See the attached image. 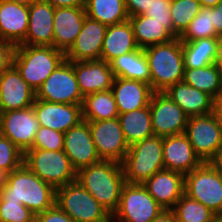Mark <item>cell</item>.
I'll return each instance as SVG.
<instances>
[{
	"mask_svg": "<svg viewBox=\"0 0 222 222\" xmlns=\"http://www.w3.org/2000/svg\"><path fill=\"white\" fill-rule=\"evenodd\" d=\"M0 197L5 201L21 202L36 215L56 204V189L23 164L7 174Z\"/></svg>",
	"mask_w": 222,
	"mask_h": 222,
	"instance_id": "obj_1",
	"label": "cell"
},
{
	"mask_svg": "<svg viewBox=\"0 0 222 222\" xmlns=\"http://www.w3.org/2000/svg\"><path fill=\"white\" fill-rule=\"evenodd\" d=\"M76 181L111 215L118 209L125 177L122 164L100 160L77 171Z\"/></svg>",
	"mask_w": 222,
	"mask_h": 222,
	"instance_id": "obj_2",
	"label": "cell"
},
{
	"mask_svg": "<svg viewBox=\"0 0 222 222\" xmlns=\"http://www.w3.org/2000/svg\"><path fill=\"white\" fill-rule=\"evenodd\" d=\"M144 53L150 68L153 92H165L170 86L183 81L184 57L179 37L148 46L144 48Z\"/></svg>",
	"mask_w": 222,
	"mask_h": 222,
	"instance_id": "obj_3",
	"label": "cell"
},
{
	"mask_svg": "<svg viewBox=\"0 0 222 222\" xmlns=\"http://www.w3.org/2000/svg\"><path fill=\"white\" fill-rule=\"evenodd\" d=\"M66 60L65 53L53 46H16L13 65L36 92L51 73Z\"/></svg>",
	"mask_w": 222,
	"mask_h": 222,
	"instance_id": "obj_4",
	"label": "cell"
},
{
	"mask_svg": "<svg viewBox=\"0 0 222 222\" xmlns=\"http://www.w3.org/2000/svg\"><path fill=\"white\" fill-rule=\"evenodd\" d=\"M163 137L152 135L129 146L122 161L125 181L143 184L156 172L164 169Z\"/></svg>",
	"mask_w": 222,
	"mask_h": 222,
	"instance_id": "obj_5",
	"label": "cell"
},
{
	"mask_svg": "<svg viewBox=\"0 0 222 222\" xmlns=\"http://www.w3.org/2000/svg\"><path fill=\"white\" fill-rule=\"evenodd\" d=\"M56 204L75 222H112V215L77 181L56 189Z\"/></svg>",
	"mask_w": 222,
	"mask_h": 222,
	"instance_id": "obj_6",
	"label": "cell"
},
{
	"mask_svg": "<svg viewBox=\"0 0 222 222\" xmlns=\"http://www.w3.org/2000/svg\"><path fill=\"white\" fill-rule=\"evenodd\" d=\"M24 164L55 189L76 181L77 171L63 150L28 149L24 153Z\"/></svg>",
	"mask_w": 222,
	"mask_h": 222,
	"instance_id": "obj_7",
	"label": "cell"
},
{
	"mask_svg": "<svg viewBox=\"0 0 222 222\" xmlns=\"http://www.w3.org/2000/svg\"><path fill=\"white\" fill-rule=\"evenodd\" d=\"M184 194L222 215V175L209 162L185 175Z\"/></svg>",
	"mask_w": 222,
	"mask_h": 222,
	"instance_id": "obj_8",
	"label": "cell"
},
{
	"mask_svg": "<svg viewBox=\"0 0 222 222\" xmlns=\"http://www.w3.org/2000/svg\"><path fill=\"white\" fill-rule=\"evenodd\" d=\"M184 134L203 163L222 148V122L215 112L189 117Z\"/></svg>",
	"mask_w": 222,
	"mask_h": 222,
	"instance_id": "obj_9",
	"label": "cell"
},
{
	"mask_svg": "<svg viewBox=\"0 0 222 222\" xmlns=\"http://www.w3.org/2000/svg\"><path fill=\"white\" fill-rule=\"evenodd\" d=\"M164 210L149 194L143 184L125 183L118 209L112 220L119 222H151Z\"/></svg>",
	"mask_w": 222,
	"mask_h": 222,
	"instance_id": "obj_10",
	"label": "cell"
},
{
	"mask_svg": "<svg viewBox=\"0 0 222 222\" xmlns=\"http://www.w3.org/2000/svg\"><path fill=\"white\" fill-rule=\"evenodd\" d=\"M73 62L67 59L57 67L36 91V99L51 103L82 105Z\"/></svg>",
	"mask_w": 222,
	"mask_h": 222,
	"instance_id": "obj_11",
	"label": "cell"
},
{
	"mask_svg": "<svg viewBox=\"0 0 222 222\" xmlns=\"http://www.w3.org/2000/svg\"><path fill=\"white\" fill-rule=\"evenodd\" d=\"M154 135L169 137L185 132L188 116L164 92H153L149 102Z\"/></svg>",
	"mask_w": 222,
	"mask_h": 222,
	"instance_id": "obj_12",
	"label": "cell"
},
{
	"mask_svg": "<svg viewBox=\"0 0 222 222\" xmlns=\"http://www.w3.org/2000/svg\"><path fill=\"white\" fill-rule=\"evenodd\" d=\"M100 160L122 163L129 149L118 118L88 121Z\"/></svg>",
	"mask_w": 222,
	"mask_h": 222,
	"instance_id": "obj_13",
	"label": "cell"
},
{
	"mask_svg": "<svg viewBox=\"0 0 222 222\" xmlns=\"http://www.w3.org/2000/svg\"><path fill=\"white\" fill-rule=\"evenodd\" d=\"M39 127L33 107L0 112V134L8 137L24 153L32 147Z\"/></svg>",
	"mask_w": 222,
	"mask_h": 222,
	"instance_id": "obj_14",
	"label": "cell"
},
{
	"mask_svg": "<svg viewBox=\"0 0 222 222\" xmlns=\"http://www.w3.org/2000/svg\"><path fill=\"white\" fill-rule=\"evenodd\" d=\"M63 151L76 171L100 161L88 121L82 120L64 133Z\"/></svg>",
	"mask_w": 222,
	"mask_h": 222,
	"instance_id": "obj_15",
	"label": "cell"
},
{
	"mask_svg": "<svg viewBox=\"0 0 222 222\" xmlns=\"http://www.w3.org/2000/svg\"><path fill=\"white\" fill-rule=\"evenodd\" d=\"M35 99L36 92L14 65L0 75V112L32 107Z\"/></svg>",
	"mask_w": 222,
	"mask_h": 222,
	"instance_id": "obj_16",
	"label": "cell"
},
{
	"mask_svg": "<svg viewBox=\"0 0 222 222\" xmlns=\"http://www.w3.org/2000/svg\"><path fill=\"white\" fill-rule=\"evenodd\" d=\"M32 107L40 126L62 133L83 120L81 105L51 103L35 99Z\"/></svg>",
	"mask_w": 222,
	"mask_h": 222,
	"instance_id": "obj_17",
	"label": "cell"
},
{
	"mask_svg": "<svg viewBox=\"0 0 222 222\" xmlns=\"http://www.w3.org/2000/svg\"><path fill=\"white\" fill-rule=\"evenodd\" d=\"M108 26L86 16L74 44L65 54L70 62L101 60L102 44Z\"/></svg>",
	"mask_w": 222,
	"mask_h": 222,
	"instance_id": "obj_18",
	"label": "cell"
},
{
	"mask_svg": "<svg viewBox=\"0 0 222 222\" xmlns=\"http://www.w3.org/2000/svg\"><path fill=\"white\" fill-rule=\"evenodd\" d=\"M85 18V7L55 8L53 47L66 54L80 33Z\"/></svg>",
	"mask_w": 222,
	"mask_h": 222,
	"instance_id": "obj_19",
	"label": "cell"
},
{
	"mask_svg": "<svg viewBox=\"0 0 222 222\" xmlns=\"http://www.w3.org/2000/svg\"><path fill=\"white\" fill-rule=\"evenodd\" d=\"M143 185L161 207L171 210L184 195L185 175L163 169L148 178Z\"/></svg>",
	"mask_w": 222,
	"mask_h": 222,
	"instance_id": "obj_20",
	"label": "cell"
},
{
	"mask_svg": "<svg viewBox=\"0 0 222 222\" xmlns=\"http://www.w3.org/2000/svg\"><path fill=\"white\" fill-rule=\"evenodd\" d=\"M162 153L164 169L184 175L203 163L195 154L194 148L184 133L164 137Z\"/></svg>",
	"mask_w": 222,
	"mask_h": 222,
	"instance_id": "obj_21",
	"label": "cell"
},
{
	"mask_svg": "<svg viewBox=\"0 0 222 222\" xmlns=\"http://www.w3.org/2000/svg\"><path fill=\"white\" fill-rule=\"evenodd\" d=\"M55 8L44 0L29 6L28 30L22 45L53 46Z\"/></svg>",
	"mask_w": 222,
	"mask_h": 222,
	"instance_id": "obj_22",
	"label": "cell"
},
{
	"mask_svg": "<svg viewBox=\"0 0 222 222\" xmlns=\"http://www.w3.org/2000/svg\"><path fill=\"white\" fill-rule=\"evenodd\" d=\"M73 67L83 97L112 88L114 75L106 61H77Z\"/></svg>",
	"mask_w": 222,
	"mask_h": 222,
	"instance_id": "obj_23",
	"label": "cell"
},
{
	"mask_svg": "<svg viewBox=\"0 0 222 222\" xmlns=\"http://www.w3.org/2000/svg\"><path fill=\"white\" fill-rule=\"evenodd\" d=\"M111 91L119 114L147 107L153 91L141 81L114 77Z\"/></svg>",
	"mask_w": 222,
	"mask_h": 222,
	"instance_id": "obj_24",
	"label": "cell"
},
{
	"mask_svg": "<svg viewBox=\"0 0 222 222\" xmlns=\"http://www.w3.org/2000/svg\"><path fill=\"white\" fill-rule=\"evenodd\" d=\"M166 93L188 117L207 115L214 112L215 99L184 81L170 86Z\"/></svg>",
	"mask_w": 222,
	"mask_h": 222,
	"instance_id": "obj_25",
	"label": "cell"
},
{
	"mask_svg": "<svg viewBox=\"0 0 222 222\" xmlns=\"http://www.w3.org/2000/svg\"><path fill=\"white\" fill-rule=\"evenodd\" d=\"M29 7L0 0V38L20 45L28 30Z\"/></svg>",
	"mask_w": 222,
	"mask_h": 222,
	"instance_id": "obj_26",
	"label": "cell"
},
{
	"mask_svg": "<svg viewBox=\"0 0 222 222\" xmlns=\"http://www.w3.org/2000/svg\"><path fill=\"white\" fill-rule=\"evenodd\" d=\"M128 20L139 48L144 49L151 45L167 43L178 37L173 32L172 22H157L144 14L130 16Z\"/></svg>",
	"mask_w": 222,
	"mask_h": 222,
	"instance_id": "obj_27",
	"label": "cell"
},
{
	"mask_svg": "<svg viewBox=\"0 0 222 222\" xmlns=\"http://www.w3.org/2000/svg\"><path fill=\"white\" fill-rule=\"evenodd\" d=\"M132 26L129 20L108 26L101 51V60L108 64L123 54L137 50Z\"/></svg>",
	"mask_w": 222,
	"mask_h": 222,
	"instance_id": "obj_28",
	"label": "cell"
},
{
	"mask_svg": "<svg viewBox=\"0 0 222 222\" xmlns=\"http://www.w3.org/2000/svg\"><path fill=\"white\" fill-rule=\"evenodd\" d=\"M114 77L141 81L151 87V74L143 48L126 53L110 63Z\"/></svg>",
	"mask_w": 222,
	"mask_h": 222,
	"instance_id": "obj_29",
	"label": "cell"
},
{
	"mask_svg": "<svg viewBox=\"0 0 222 222\" xmlns=\"http://www.w3.org/2000/svg\"><path fill=\"white\" fill-rule=\"evenodd\" d=\"M121 129L128 145L154 135L149 105L144 108L119 114Z\"/></svg>",
	"mask_w": 222,
	"mask_h": 222,
	"instance_id": "obj_30",
	"label": "cell"
},
{
	"mask_svg": "<svg viewBox=\"0 0 222 222\" xmlns=\"http://www.w3.org/2000/svg\"><path fill=\"white\" fill-rule=\"evenodd\" d=\"M81 110L85 121L107 120L119 116L111 89L84 96Z\"/></svg>",
	"mask_w": 222,
	"mask_h": 222,
	"instance_id": "obj_31",
	"label": "cell"
},
{
	"mask_svg": "<svg viewBox=\"0 0 222 222\" xmlns=\"http://www.w3.org/2000/svg\"><path fill=\"white\" fill-rule=\"evenodd\" d=\"M86 16L111 26L129 19L124 0H85Z\"/></svg>",
	"mask_w": 222,
	"mask_h": 222,
	"instance_id": "obj_32",
	"label": "cell"
},
{
	"mask_svg": "<svg viewBox=\"0 0 222 222\" xmlns=\"http://www.w3.org/2000/svg\"><path fill=\"white\" fill-rule=\"evenodd\" d=\"M183 81L200 91L208 93L214 99L222 91V71L215 64L202 68H184Z\"/></svg>",
	"mask_w": 222,
	"mask_h": 222,
	"instance_id": "obj_33",
	"label": "cell"
},
{
	"mask_svg": "<svg viewBox=\"0 0 222 222\" xmlns=\"http://www.w3.org/2000/svg\"><path fill=\"white\" fill-rule=\"evenodd\" d=\"M216 49V37L182 42L184 68H202L214 64Z\"/></svg>",
	"mask_w": 222,
	"mask_h": 222,
	"instance_id": "obj_34",
	"label": "cell"
},
{
	"mask_svg": "<svg viewBox=\"0 0 222 222\" xmlns=\"http://www.w3.org/2000/svg\"><path fill=\"white\" fill-rule=\"evenodd\" d=\"M171 210L177 222H213L217 216L211 209L185 194Z\"/></svg>",
	"mask_w": 222,
	"mask_h": 222,
	"instance_id": "obj_35",
	"label": "cell"
},
{
	"mask_svg": "<svg viewBox=\"0 0 222 222\" xmlns=\"http://www.w3.org/2000/svg\"><path fill=\"white\" fill-rule=\"evenodd\" d=\"M201 9L199 0H171L170 15L173 32L179 37Z\"/></svg>",
	"mask_w": 222,
	"mask_h": 222,
	"instance_id": "obj_36",
	"label": "cell"
},
{
	"mask_svg": "<svg viewBox=\"0 0 222 222\" xmlns=\"http://www.w3.org/2000/svg\"><path fill=\"white\" fill-rule=\"evenodd\" d=\"M216 37V28L212 20V8L202 7L189 26L179 36L182 42H192L201 38Z\"/></svg>",
	"mask_w": 222,
	"mask_h": 222,
	"instance_id": "obj_37",
	"label": "cell"
},
{
	"mask_svg": "<svg viewBox=\"0 0 222 222\" xmlns=\"http://www.w3.org/2000/svg\"><path fill=\"white\" fill-rule=\"evenodd\" d=\"M24 164V152L8 137L0 134V170L11 173Z\"/></svg>",
	"mask_w": 222,
	"mask_h": 222,
	"instance_id": "obj_38",
	"label": "cell"
},
{
	"mask_svg": "<svg viewBox=\"0 0 222 222\" xmlns=\"http://www.w3.org/2000/svg\"><path fill=\"white\" fill-rule=\"evenodd\" d=\"M64 148V133L40 126L30 149L60 151Z\"/></svg>",
	"mask_w": 222,
	"mask_h": 222,
	"instance_id": "obj_39",
	"label": "cell"
},
{
	"mask_svg": "<svg viewBox=\"0 0 222 222\" xmlns=\"http://www.w3.org/2000/svg\"><path fill=\"white\" fill-rule=\"evenodd\" d=\"M35 214L21 202L5 201L0 197V222H34Z\"/></svg>",
	"mask_w": 222,
	"mask_h": 222,
	"instance_id": "obj_40",
	"label": "cell"
},
{
	"mask_svg": "<svg viewBox=\"0 0 222 222\" xmlns=\"http://www.w3.org/2000/svg\"><path fill=\"white\" fill-rule=\"evenodd\" d=\"M170 5L171 0H151L144 15L152 17L157 22H172Z\"/></svg>",
	"mask_w": 222,
	"mask_h": 222,
	"instance_id": "obj_41",
	"label": "cell"
},
{
	"mask_svg": "<svg viewBox=\"0 0 222 222\" xmlns=\"http://www.w3.org/2000/svg\"><path fill=\"white\" fill-rule=\"evenodd\" d=\"M34 222H75L70 216L62 211L57 204L35 215Z\"/></svg>",
	"mask_w": 222,
	"mask_h": 222,
	"instance_id": "obj_42",
	"label": "cell"
},
{
	"mask_svg": "<svg viewBox=\"0 0 222 222\" xmlns=\"http://www.w3.org/2000/svg\"><path fill=\"white\" fill-rule=\"evenodd\" d=\"M16 46L0 38V75L13 65Z\"/></svg>",
	"mask_w": 222,
	"mask_h": 222,
	"instance_id": "obj_43",
	"label": "cell"
},
{
	"mask_svg": "<svg viewBox=\"0 0 222 222\" xmlns=\"http://www.w3.org/2000/svg\"><path fill=\"white\" fill-rule=\"evenodd\" d=\"M127 13L130 16H137L144 14L151 0H124Z\"/></svg>",
	"mask_w": 222,
	"mask_h": 222,
	"instance_id": "obj_44",
	"label": "cell"
},
{
	"mask_svg": "<svg viewBox=\"0 0 222 222\" xmlns=\"http://www.w3.org/2000/svg\"><path fill=\"white\" fill-rule=\"evenodd\" d=\"M212 20L216 28V38L222 35V0L212 7Z\"/></svg>",
	"mask_w": 222,
	"mask_h": 222,
	"instance_id": "obj_45",
	"label": "cell"
},
{
	"mask_svg": "<svg viewBox=\"0 0 222 222\" xmlns=\"http://www.w3.org/2000/svg\"><path fill=\"white\" fill-rule=\"evenodd\" d=\"M54 8L62 7H85V0H44Z\"/></svg>",
	"mask_w": 222,
	"mask_h": 222,
	"instance_id": "obj_46",
	"label": "cell"
},
{
	"mask_svg": "<svg viewBox=\"0 0 222 222\" xmlns=\"http://www.w3.org/2000/svg\"><path fill=\"white\" fill-rule=\"evenodd\" d=\"M151 222H177L175 214L172 210H163L157 217Z\"/></svg>",
	"mask_w": 222,
	"mask_h": 222,
	"instance_id": "obj_47",
	"label": "cell"
},
{
	"mask_svg": "<svg viewBox=\"0 0 222 222\" xmlns=\"http://www.w3.org/2000/svg\"><path fill=\"white\" fill-rule=\"evenodd\" d=\"M214 64L217 65L222 71V35L217 37V49Z\"/></svg>",
	"mask_w": 222,
	"mask_h": 222,
	"instance_id": "obj_48",
	"label": "cell"
},
{
	"mask_svg": "<svg viewBox=\"0 0 222 222\" xmlns=\"http://www.w3.org/2000/svg\"><path fill=\"white\" fill-rule=\"evenodd\" d=\"M209 163L222 175V148Z\"/></svg>",
	"mask_w": 222,
	"mask_h": 222,
	"instance_id": "obj_49",
	"label": "cell"
},
{
	"mask_svg": "<svg viewBox=\"0 0 222 222\" xmlns=\"http://www.w3.org/2000/svg\"><path fill=\"white\" fill-rule=\"evenodd\" d=\"M214 112L218 117H222V91L215 98Z\"/></svg>",
	"mask_w": 222,
	"mask_h": 222,
	"instance_id": "obj_50",
	"label": "cell"
},
{
	"mask_svg": "<svg viewBox=\"0 0 222 222\" xmlns=\"http://www.w3.org/2000/svg\"><path fill=\"white\" fill-rule=\"evenodd\" d=\"M219 1L220 0H199L202 7H209V8L215 7Z\"/></svg>",
	"mask_w": 222,
	"mask_h": 222,
	"instance_id": "obj_51",
	"label": "cell"
},
{
	"mask_svg": "<svg viewBox=\"0 0 222 222\" xmlns=\"http://www.w3.org/2000/svg\"><path fill=\"white\" fill-rule=\"evenodd\" d=\"M10 2H14V3H17L19 5H23V6H31L34 2H37L39 0H8Z\"/></svg>",
	"mask_w": 222,
	"mask_h": 222,
	"instance_id": "obj_52",
	"label": "cell"
},
{
	"mask_svg": "<svg viewBox=\"0 0 222 222\" xmlns=\"http://www.w3.org/2000/svg\"><path fill=\"white\" fill-rule=\"evenodd\" d=\"M6 176L7 173H5L3 170H0V189L5 185L6 183Z\"/></svg>",
	"mask_w": 222,
	"mask_h": 222,
	"instance_id": "obj_53",
	"label": "cell"
},
{
	"mask_svg": "<svg viewBox=\"0 0 222 222\" xmlns=\"http://www.w3.org/2000/svg\"><path fill=\"white\" fill-rule=\"evenodd\" d=\"M213 222H222V215H217Z\"/></svg>",
	"mask_w": 222,
	"mask_h": 222,
	"instance_id": "obj_54",
	"label": "cell"
}]
</instances>
